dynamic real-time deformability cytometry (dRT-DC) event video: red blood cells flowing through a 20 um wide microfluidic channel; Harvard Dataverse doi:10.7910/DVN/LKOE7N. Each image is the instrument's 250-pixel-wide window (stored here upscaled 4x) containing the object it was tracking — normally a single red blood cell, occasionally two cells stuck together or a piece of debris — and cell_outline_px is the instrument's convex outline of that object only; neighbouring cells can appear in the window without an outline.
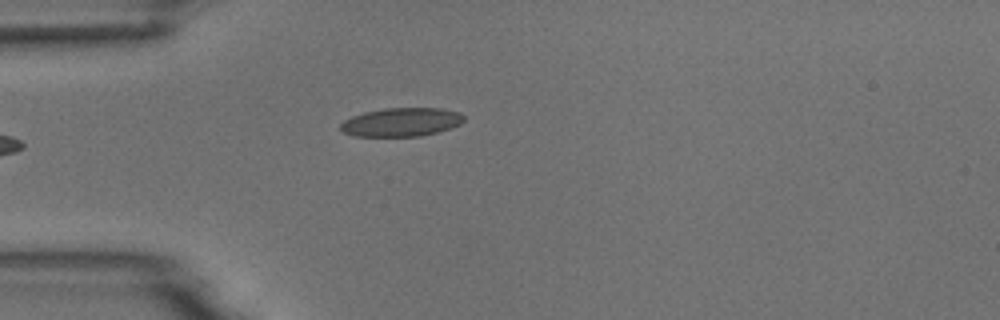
{"species": "common noctule bat (a hibernating species)", "species_latin": "Nyctalus noctula", "temperature_condition": "room temperature", "stored_images_in_passage": 5, "camera_frame_rate_fps": 3000, "um_per_image_px": 0.085, "animal": {"sex": "male", "body_mass_g": 18.8}, "frame": {"image": 1, "passage_image": 4, "time_ms": 4.333, "image_size_px": [1000, 320], "cell_outline_px": [[464, 120], [460, 124], [436, 132], [420, 136], [356, 136], [344, 132], [340, 128], [340, 124], [344, 120], [352, 116], [364, 112], [384, 108], [440, 108], [460, 112], [464, 116]], "centroid_in_image_um": [34.11, 10.37], "position_along_channel_um": 50.9, "area_um2": 20.46}}